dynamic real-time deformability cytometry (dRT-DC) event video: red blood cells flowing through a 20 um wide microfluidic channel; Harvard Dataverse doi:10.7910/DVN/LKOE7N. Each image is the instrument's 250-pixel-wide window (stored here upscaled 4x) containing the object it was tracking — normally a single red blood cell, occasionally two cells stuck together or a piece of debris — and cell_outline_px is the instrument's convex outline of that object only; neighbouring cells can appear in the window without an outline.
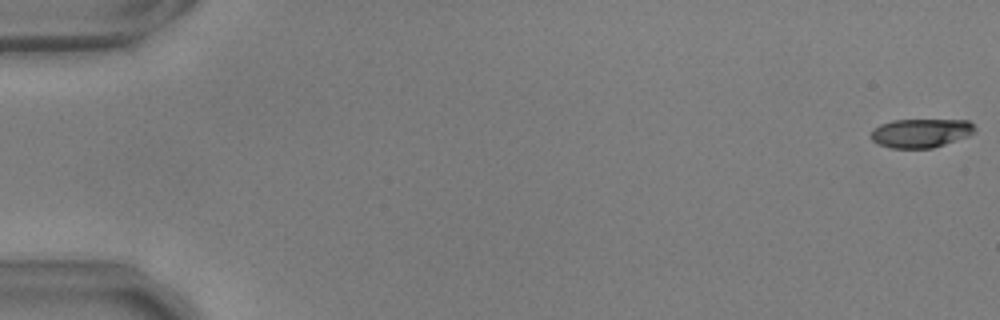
{"species": "common noctule bat (a hibernating species)", "species_latin": "Nyctalus noctula", "temperature_condition": "warm", "stored_images_in_passage": 55, "camera_frame_rate_fps": 3000, "um_per_image_px": 0.085, "animal": {"sex": "male", "body_mass_g": 17.9, "forearm_length_mm": 54.2}, "frame": {"image": 1, "passage_image": 1, "time_ms": 0.0, "image_size_px": [1000, 320], "cell_outline_px": [[976, 132], [968, 136], [932, 148], [892, 148], [880, 144], [872, 140], [872, 132], [880, 124], [892, 120], [968, 120], [976, 128]], "centroid_in_image_um": [78.31, 11.3], "position_along_channel_um": 6.7, "area_um2": 17.28}}
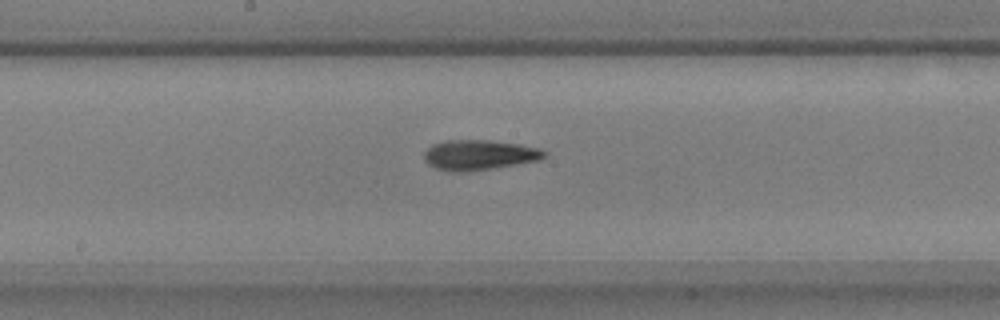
{"frame": {"image": 2, "passage_image": 30, "time_ms": 9.667, "image_size_px": [1000, 320], "cell_outline_px": [[548, 156], [540, 160], [468, 172], [452, 172], [436, 168], [428, 164], [424, 160], [424, 152], [432, 144], [444, 140], [488, 140], [520, 144], [540, 148], [548, 152]], "centroid_in_image_um": [40.74, 13.17], "position_along_channel_um": 207.5, "area_um2": 21.33}}
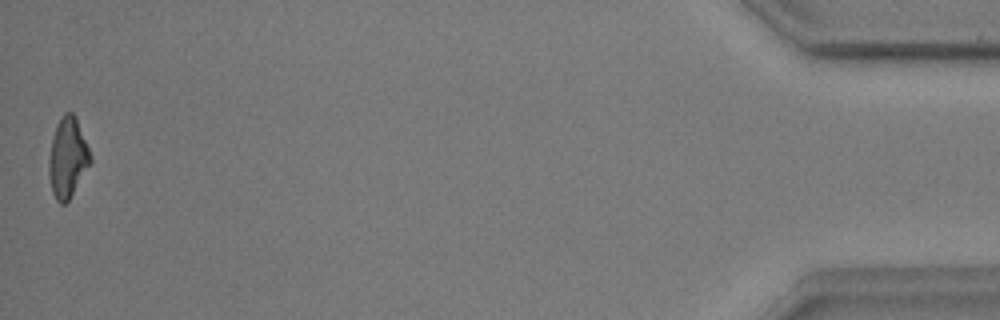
{"frame": {"image": 3, "passage_image": 55, "time_ms": 18.0, "image_size_px": [1000, 320], "cell_outline_px": [[92, 160], [68, 200], [64, 204], [60, 204], [56, 200], [52, 192], [48, 172], [48, 160], [52, 140], [56, 124], [60, 116], [64, 112], [72, 112], [76, 116], [92, 156]], "centroid_in_image_um": [5.74, 13.36], "position_along_channel_um": 429.5, "area_um2": 19.31}, "authors_computed_cell_mechanics": {"area_um2": 19.4786, "velocity_mm_per_s": 3.7212, "shape_relaxation_time_tau1_ms": 3.637, "shape_relaxation_time_tau2_ms": 5.5618, "deformation_change_tau1": 0.1537, "deformation_change_tau2": 0.174}}